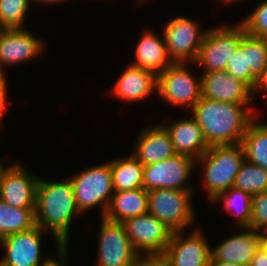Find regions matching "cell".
<instances>
[{
	"mask_svg": "<svg viewBox=\"0 0 267 266\" xmlns=\"http://www.w3.org/2000/svg\"><path fill=\"white\" fill-rule=\"evenodd\" d=\"M250 104L201 98L190 110L208 146L241 142L248 125L256 117Z\"/></svg>",
	"mask_w": 267,
	"mask_h": 266,
	"instance_id": "1",
	"label": "cell"
},
{
	"mask_svg": "<svg viewBox=\"0 0 267 266\" xmlns=\"http://www.w3.org/2000/svg\"><path fill=\"white\" fill-rule=\"evenodd\" d=\"M81 215L76 205L73 185L69 178L48 181L39 178L36 190V226L50 231L55 245L69 243L73 218Z\"/></svg>",
	"mask_w": 267,
	"mask_h": 266,
	"instance_id": "2",
	"label": "cell"
},
{
	"mask_svg": "<svg viewBox=\"0 0 267 266\" xmlns=\"http://www.w3.org/2000/svg\"><path fill=\"white\" fill-rule=\"evenodd\" d=\"M245 160L241 143L213 145L196 160L201 168L203 188L211 202L219 193L233 187L235 178Z\"/></svg>",
	"mask_w": 267,
	"mask_h": 266,
	"instance_id": "3",
	"label": "cell"
},
{
	"mask_svg": "<svg viewBox=\"0 0 267 266\" xmlns=\"http://www.w3.org/2000/svg\"><path fill=\"white\" fill-rule=\"evenodd\" d=\"M69 179L80 213L84 215L99 206L103 217L114 194L110 160L100 165H92Z\"/></svg>",
	"mask_w": 267,
	"mask_h": 266,
	"instance_id": "4",
	"label": "cell"
},
{
	"mask_svg": "<svg viewBox=\"0 0 267 266\" xmlns=\"http://www.w3.org/2000/svg\"><path fill=\"white\" fill-rule=\"evenodd\" d=\"M192 190L155 189L148 192V213L154 215L172 232L194 226L195 209Z\"/></svg>",
	"mask_w": 267,
	"mask_h": 266,
	"instance_id": "5",
	"label": "cell"
},
{
	"mask_svg": "<svg viewBox=\"0 0 267 266\" xmlns=\"http://www.w3.org/2000/svg\"><path fill=\"white\" fill-rule=\"evenodd\" d=\"M245 33L240 22L236 25L223 24L208 28L193 65L202 67L203 73L225 70Z\"/></svg>",
	"mask_w": 267,
	"mask_h": 266,
	"instance_id": "6",
	"label": "cell"
},
{
	"mask_svg": "<svg viewBox=\"0 0 267 266\" xmlns=\"http://www.w3.org/2000/svg\"><path fill=\"white\" fill-rule=\"evenodd\" d=\"M188 64L173 63L161 72L158 75L157 94L171 106L191 110L202 98V87L201 76L193 75Z\"/></svg>",
	"mask_w": 267,
	"mask_h": 266,
	"instance_id": "7",
	"label": "cell"
},
{
	"mask_svg": "<svg viewBox=\"0 0 267 266\" xmlns=\"http://www.w3.org/2000/svg\"><path fill=\"white\" fill-rule=\"evenodd\" d=\"M94 266H135L142 257L135 251L124 224L101 217Z\"/></svg>",
	"mask_w": 267,
	"mask_h": 266,
	"instance_id": "8",
	"label": "cell"
},
{
	"mask_svg": "<svg viewBox=\"0 0 267 266\" xmlns=\"http://www.w3.org/2000/svg\"><path fill=\"white\" fill-rule=\"evenodd\" d=\"M201 28L195 19L181 15L165 23L161 32L173 63H194L208 30Z\"/></svg>",
	"mask_w": 267,
	"mask_h": 266,
	"instance_id": "9",
	"label": "cell"
},
{
	"mask_svg": "<svg viewBox=\"0 0 267 266\" xmlns=\"http://www.w3.org/2000/svg\"><path fill=\"white\" fill-rule=\"evenodd\" d=\"M122 223L133 248L142 259L161 257L173 233L149 213L126 219Z\"/></svg>",
	"mask_w": 267,
	"mask_h": 266,
	"instance_id": "10",
	"label": "cell"
},
{
	"mask_svg": "<svg viewBox=\"0 0 267 266\" xmlns=\"http://www.w3.org/2000/svg\"><path fill=\"white\" fill-rule=\"evenodd\" d=\"M196 167V160L176 154L164 161L144 166L143 188L149 192L155 189L193 190L188 179Z\"/></svg>",
	"mask_w": 267,
	"mask_h": 266,
	"instance_id": "11",
	"label": "cell"
},
{
	"mask_svg": "<svg viewBox=\"0 0 267 266\" xmlns=\"http://www.w3.org/2000/svg\"><path fill=\"white\" fill-rule=\"evenodd\" d=\"M196 229V230H195ZM189 235L173 232L170 242L160 257L169 266H209L211 246L199 228Z\"/></svg>",
	"mask_w": 267,
	"mask_h": 266,
	"instance_id": "12",
	"label": "cell"
},
{
	"mask_svg": "<svg viewBox=\"0 0 267 266\" xmlns=\"http://www.w3.org/2000/svg\"><path fill=\"white\" fill-rule=\"evenodd\" d=\"M3 165L0 198L15 208L35 209L39 176L28 171L20 162Z\"/></svg>",
	"mask_w": 267,
	"mask_h": 266,
	"instance_id": "13",
	"label": "cell"
},
{
	"mask_svg": "<svg viewBox=\"0 0 267 266\" xmlns=\"http://www.w3.org/2000/svg\"><path fill=\"white\" fill-rule=\"evenodd\" d=\"M34 33L27 30V27L2 29L0 32V73H4V67L24 64L44 52L43 39H39Z\"/></svg>",
	"mask_w": 267,
	"mask_h": 266,
	"instance_id": "14",
	"label": "cell"
},
{
	"mask_svg": "<svg viewBox=\"0 0 267 266\" xmlns=\"http://www.w3.org/2000/svg\"><path fill=\"white\" fill-rule=\"evenodd\" d=\"M43 233L45 231L36 226L0 239V246L5 250L0 262L4 266H40L45 260L41 258Z\"/></svg>",
	"mask_w": 267,
	"mask_h": 266,
	"instance_id": "15",
	"label": "cell"
},
{
	"mask_svg": "<svg viewBox=\"0 0 267 266\" xmlns=\"http://www.w3.org/2000/svg\"><path fill=\"white\" fill-rule=\"evenodd\" d=\"M200 76L203 98L237 104H251L254 99L253 89L225 70L210 71Z\"/></svg>",
	"mask_w": 267,
	"mask_h": 266,
	"instance_id": "16",
	"label": "cell"
},
{
	"mask_svg": "<svg viewBox=\"0 0 267 266\" xmlns=\"http://www.w3.org/2000/svg\"><path fill=\"white\" fill-rule=\"evenodd\" d=\"M133 154L143 165L164 161L176 155L171 137L162 123L149 125L139 132Z\"/></svg>",
	"mask_w": 267,
	"mask_h": 266,
	"instance_id": "17",
	"label": "cell"
},
{
	"mask_svg": "<svg viewBox=\"0 0 267 266\" xmlns=\"http://www.w3.org/2000/svg\"><path fill=\"white\" fill-rule=\"evenodd\" d=\"M231 237L224 239L214 248L211 246L210 261H222L236 263L241 266H249L255 252L260 247L259 231L252 228H240Z\"/></svg>",
	"mask_w": 267,
	"mask_h": 266,
	"instance_id": "18",
	"label": "cell"
},
{
	"mask_svg": "<svg viewBox=\"0 0 267 266\" xmlns=\"http://www.w3.org/2000/svg\"><path fill=\"white\" fill-rule=\"evenodd\" d=\"M122 72L112 88L120 101L137 102L157 92L158 76L152 71L129 64Z\"/></svg>",
	"mask_w": 267,
	"mask_h": 266,
	"instance_id": "19",
	"label": "cell"
},
{
	"mask_svg": "<svg viewBox=\"0 0 267 266\" xmlns=\"http://www.w3.org/2000/svg\"><path fill=\"white\" fill-rule=\"evenodd\" d=\"M181 118L162 125L170 134L175 153L197 160L209 149V146L201 128L192 116Z\"/></svg>",
	"mask_w": 267,
	"mask_h": 266,
	"instance_id": "20",
	"label": "cell"
},
{
	"mask_svg": "<svg viewBox=\"0 0 267 266\" xmlns=\"http://www.w3.org/2000/svg\"><path fill=\"white\" fill-rule=\"evenodd\" d=\"M134 56L135 61L131 62V65L152 71L157 76L173 64L168 55L163 32L160 37L150 29L142 32L135 46Z\"/></svg>",
	"mask_w": 267,
	"mask_h": 266,
	"instance_id": "21",
	"label": "cell"
},
{
	"mask_svg": "<svg viewBox=\"0 0 267 266\" xmlns=\"http://www.w3.org/2000/svg\"><path fill=\"white\" fill-rule=\"evenodd\" d=\"M148 213V192L142 187L128 191L114 192L104 218L114 222Z\"/></svg>",
	"mask_w": 267,
	"mask_h": 266,
	"instance_id": "22",
	"label": "cell"
},
{
	"mask_svg": "<svg viewBox=\"0 0 267 266\" xmlns=\"http://www.w3.org/2000/svg\"><path fill=\"white\" fill-rule=\"evenodd\" d=\"M110 168L114 192L143 187L144 166L133 154L110 160Z\"/></svg>",
	"mask_w": 267,
	"mask_h": 266,
	"instance_id": "23",
	"label": "cell"
},
{
	"mask_svg": "<svg viewBox=\"0 0 267 266\" xmlns=\"http://www.w3.org/2000/svg\"><path fill=\"white\" fill-rule=\"evenodd\" d=\"M251 121L241 139L245 159L267 170V123Z\"/></svg>",
	"mask_w": 267,
	"mask_h": 266,
	"instance_id": "24",
	"label": "cell"
},
{
	"mask_svg": "<svg viewBox=\"0 0 267 266\" xmlns=\"http://www.w3.org/2000/svg\"><path fill=\"white\" fill-rule=\"evenodd\" d=\"M252 198L250 193L231 187L219 193L209 204L215 205L223 200L222 207L229 212L228 214L236 216V226L251 228Z\"/></svg>",
	"mask_w": 267,
	"mask_h": 266,
	"instance_id": "25",
	"label": "cell"
},
{
	"mask_svg": "<svg viewBox=\"0 0 267 266\" xmlns=\"http://www.w3.org/2000/svg\"><path fill=\"white\" fill-rule=\"evenodd\" d=\"M36 227L35 209L15 208L0 198V239Z\"/></svg>",
	"mask_w": 267,
	"mask_h": 266,
	"instance_id": "26",
	"label": "cell"
},
{
	"mask_svg": "<svg viewBox=\"0 0 267 266\" xmlns=\"http://www.w3.org/2000/svg\"><path fill=\"white\" fill-rule=\"evenodd\" d=\"M239 47L246 51V69L258 79L267 65V39L245 33Z\"/></svg>",
	"mask_w": 267,
	"mask_h": 266,
	"instance_id": "27",
	"label": "cell"
},
{
	"mask_svg": "<svg viewBox=\"0 0 267 266\" xmlns=\"http://www.w3.org/2000/svg\"><path fill=\"white\" fill-rule=\"evenodd\" d=\"M233 187L248 192L252 196L267 191V170L245 159Z\"/></svg>",
	"mask_w": 267,
	"mask_h": 266,
	"instance_id": "28",
	"label": "cell"
},
{
	"mask_svg": "<svg viewBox=\"0 0 267 266\" xmlns=\"http://www.w3.org/2000/svg\"><path fill=\"white\" fill-rule=\"evenodd\" d=\"M32 0H0V26L3 29L25 28Z\"/></svg>",
	"mask_w": 267,
	"mask_h": 266,
	"instance_id": "29",
	"label": "cell"
},
{
	"mask_svg": "<svg viewBox=\"0 0 267 266\" xmlns=\"http://www.w3.org/2000/svg\"><path fill=\"white\" fill-rule=\"evenodd\" d=\"M240 23L247 34L267 39V0L261 2Z\"/></svg>",
	"mask_w": 267,
	"mask_h": 266,
	"instance_id": "30",
	"label": "cell"
},
{
	"mask_svg": "<svg viewBox=\"0 0 267 266\" xmlns=\"http://www.w3.org/2000/svg\"><path fill=\"white\" fill-rule=\"evenodd\" d=\"M225 71L247 83L252 89L255 88L257 79L250 73L249 69H246V51L238 46L235 52L230 57Z\"/></svg>",
	"mask_w": 267,
	"mask_h": 266,
	"instance_id": "31",
	"label": "cell"
},
{
	"mask_svg": "<svg viewBox=\"0 0 267 266\" xmlns=\"http://www.w3.org/2000/svg\"><path fill=\"white\" fill-rule=\"evenodd\" d=\"M251 228L256 231L267 230V191L253 195Z\"/></svg>",
	"mask_w": 267,
	"mask_h": 266,
	"instance_id": "32",
	"label": "cell"
},
{
	"mask_svg": "<svg viewBox=\"0 0 267 266\" xmlns=\"http://www.w3.org/2000/svg\"><path fill=\"white\" fill-rule=\"evenodd\" d=\"M69 245H70L69 243H60L56 247L58 250L57 251L58 259H55L53 256L52 257L47 256L40 266H69L67 264L69 259L67 258L68 257L67 255H69L68 254Z\"/></svg>",
	"mask_w": 267,
	"mask_h": 266,
	"instance_id": "33",
	"label": "cell"
},
{
	"mask_svg": "<svg viewBox=\"0 0 267 266\" xmlns=\"http://www.w3.org/2000/svg\"><path fill=\"white\" fill-rule=\"evenodd\" d=\"M5 72L0 73V123L7 107V81Z\"/></svg>",
	"mask_w": 267,
	"mask_h": 266,
	"instance_id": "34",
	"label": "cell"
},
{
	"mask_svg": "<svg viewBox=\"0 0 267 266\" xmlns=\"http://www.w3.org/2000/svg\"><path fill=\"white\" fill-rule=\"evenodd\" d=\"M258 91L265 93L264 95L267 102V65L265 66L261 76L257 79L256 86L253 89V94L255 95V92L259 93Z\"/></svg>",
	"mask_w": 267,
	"mask_h": 266,
	"instance_id": "35",
	"label": "cell"
},
{
	"mask_svg": "<svg viewBox=\"0 0 267 266\" xmlns=\"http://www.w3.org/2000/svg\"><path fill=\"white\" fill-rule=\"evenodd\" d=\"M249 266H267V253L259 247Z\"/></svg>",
	"mask_w": 267,
	"mask_h": 266,
	"instance_id": "36",
	"label": "cell"
},
{
	"mask_svg": "<svg viewBox=\"0 0 267 266\" xmlns=\"http://www.w3.org/2000/svg\"><path fill=\"white\" fill-rule=\"evenodd\" d=\"M260 248L267 253V230L259 231Z\"/></svg>",
	"mask_w": 267,
	"mask_h": 266,
	"instance_id": "37",
	"label": "cell"
},
{
	"mask_svg": "<svg viewBox=\"0 0 267 266\" xmlns=\"http://www.w3.org/2000/svg\"><path fill=\"white\" fill-rule=\"evenodd\" d=\"M64 1L66 2V0H32V3L34 4V3H38L39 5H54L55 3H61V2H63L64 3ZM41 3V4H40Z\"/></svg>",
	"mask_w": 267,
	"mask_h": 266,
	"instance_id": "38",
	"label": "cell"
},
{
	"mask_svg": "<svg viewBox=\"0 0 267 266\" xmlns=\"http://www.w3.org/2000/svg\"><path fill=\"white\" fill-rule=\"evenodd\" d=\"M209 266H241V265L231 262L210 261Z\"/></svg>",
	"mask_w": 267,
	"mask_h": 266,
	"instance_id": "39",
	"label": "cell"
},
{
	"mask_svg": "<svg viewBox=\"0 0 267 266\" xmlns=\"http://www.w3.org/2000/svg\"><path fill=\"white\" fill-rule=\"evenodd\" d=\"M151 266H169L160 257L151 258Z\"/></svg>",
	"mask_w": 267,
	"mask_h": 266,
	"instance_id": "40",
	"label": "cell"
},
{
	"mask_svg": "<svg viewBox=\"0 0 267 266\" xmlns=\"http://www.w3.org/2000/svg\"><path fill=\"white\" fill-rule=\"evenodd\" d=\"M135 266H151V258L142 259Z\"/></svg>",
	"mask_w": 267,
	"mask_h": 266,
	"instance_id": "41",
	"label": "cell"
},
{
	"mask_svg": "<svg viewBox=\"0 0 267 266\" xmlns=\"http://www.w3.org/2000/svg\"><path fill=\"white\" fill-rule=\"evenodd\" d=\"M219 1L222 2V3H225V4L228 3V2H229L228 4H230V3H234V2H235V3H236V2L239 3V1H240V3H241V1L243 2V0H216V2L220 3ZM244 1H245V0H244Z\"/></svg>",
	"mask_w": 267,
	"mask_h": 266,
	"instance_id": "42",
	"label": "cell"
},
{
	"mask_svg": "<svg viewBox=\"0 0 267 266\" xmlns=\"http://www.w3.org/2000/svg\"><path fill=\"white\" fill-rule=\"evenodd\" d=\"M2 172H3V161L0 160V182H1Z\"/></svg>",
	"mask_w": 267,
	"mask_h": 266,
	"instance_id": "43",
	"label": "cell"
}]
</instances>
